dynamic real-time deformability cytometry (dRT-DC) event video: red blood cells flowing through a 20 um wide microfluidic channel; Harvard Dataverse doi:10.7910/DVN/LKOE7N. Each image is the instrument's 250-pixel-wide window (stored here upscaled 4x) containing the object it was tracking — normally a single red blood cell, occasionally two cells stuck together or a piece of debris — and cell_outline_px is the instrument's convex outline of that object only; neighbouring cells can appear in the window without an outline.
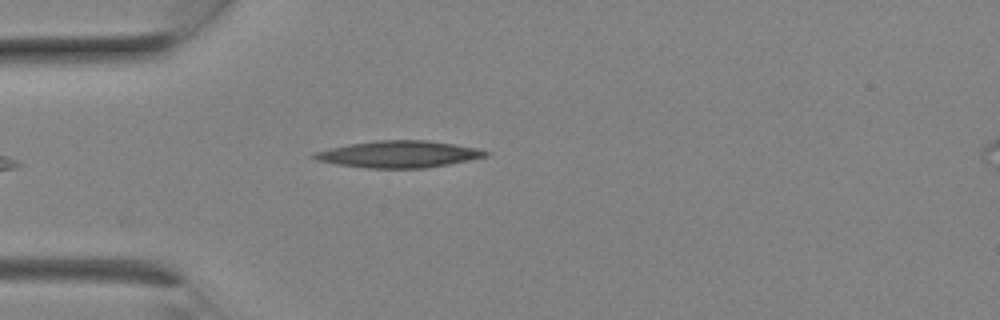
{"species": "Egyptian fruit bat (a non-hibernating species)", "species_latin": "Rousettus aegyptiacus", "temperature_condition": "room temperature", "stored_images_in_passage": 6, "camera_frame_rate_fps": 3000, "um_per_image_px": 0.085, "animal": {"sex": "female"}, "frame": {"image": 1, "passage_image": 6, "time_ms": 1.667, "image_size_px": [1000, 320], "cell_outline_px": [[492, 152], [488, 156], [448, 164], [424, 168], [364, 168], [336, 164], [316, 160], [312, 156], [312, 152], [348, 144], [376, 140], [428, 140], [480, 148]], "centroid_in_image_um": [33.9, 13.1], "position_along_channel_um": 51.1, "area_um2": 26.93}}